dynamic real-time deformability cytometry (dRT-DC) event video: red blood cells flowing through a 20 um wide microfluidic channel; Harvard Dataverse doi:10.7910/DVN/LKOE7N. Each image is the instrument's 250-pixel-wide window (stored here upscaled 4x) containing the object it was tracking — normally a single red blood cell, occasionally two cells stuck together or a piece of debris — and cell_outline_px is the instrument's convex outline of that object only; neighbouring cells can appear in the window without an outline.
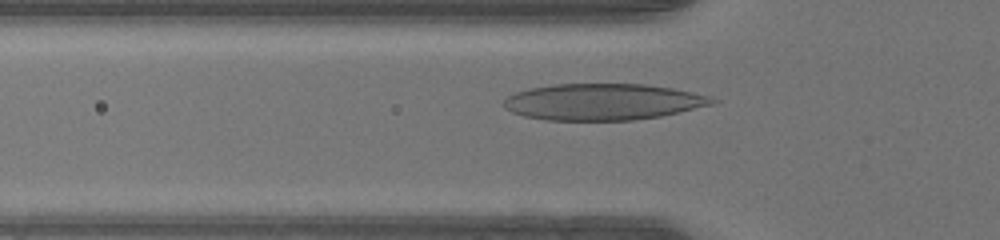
{"species": "human", "species_latin": "Homo sapiens", "temperature_condition": "warm", "stored_images_in_passage": 28, "camera_frame_rate_fps": 3000, "um_per_image_px": 0.085, "donor": {"sex": "male"}, "frame": {"image": 1, "passage_image": 2, "time_ms": 0.333, "image_size_px": [1000, 240], "cell_outline_px": [[720, 100], [712, 104], [660, 116], [632, 120], [548, 120], [524, 116], [512, 112], [504, 108], [500, 104], [508, 96], [516, 92], [532, 88], [556, 84], [644, 84], [672, 88], [712, 96]], "centroid_in_image_um": [51.24, 8.65], "position_along_channel_um": 74.6, "area_um2": 44.1}}
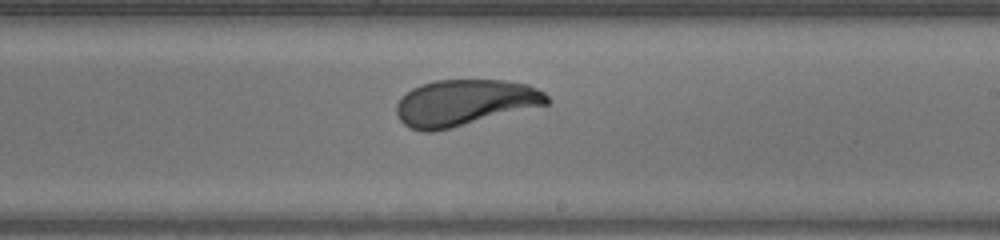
{"frame": {"image": 2, "passage_image": 14, "time_ms": 4.333, "image_size_px": [1000, 240], "cell_outline_px": [[552, 100], [548, 104], [432, 132], [424, 132], [408, 128], [396, 116], [396, 104], [412, 88], [420, 84], [436, 80], [504, 80], [528, 84], [544, 92]], "centroid_in_image_um": [39.48, 8.72], "position_along_channel_um": 249.5, "area_um2": 40.29}}
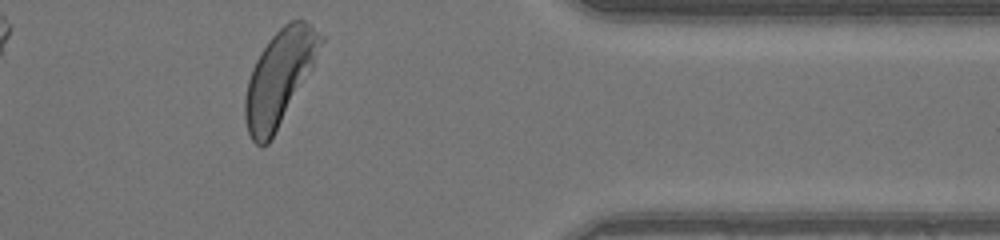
{"frame": {"image": 3, "passage_image": 25, "time_ms": 8.0, "image_size_px": [1000, 240], "cell_outline_px": [[324, 40], [312, 68], [268, 144], [260, 148], [252, 140], [248, 132], [244, 116], [244, 100], [248, 80], [252, 68], [260, 52], [268, 40], [284, 24], [292, 20], [304, 20], [312, 24], [324, 36]], "centroid_in_image_um": [23.74, 6.58], "position_along_channel_um": 387.7, "area_um2": 41.21}}